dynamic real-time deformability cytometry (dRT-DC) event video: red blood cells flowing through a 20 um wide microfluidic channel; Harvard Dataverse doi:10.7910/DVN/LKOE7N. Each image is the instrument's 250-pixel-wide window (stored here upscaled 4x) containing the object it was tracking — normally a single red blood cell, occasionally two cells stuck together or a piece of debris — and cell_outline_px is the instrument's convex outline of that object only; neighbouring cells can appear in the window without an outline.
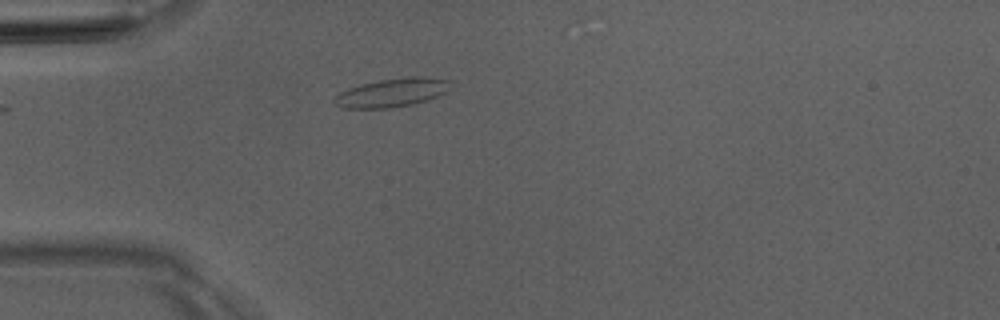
{"species": "Egyptian fruit bat (a non-hibernating species)", "species_latin": "Rousettus aegyptiacus", "temperature_condition": "room temperature", "stored_images_in_passage": 2, "camera_frame_rate_fps": 3000, "um_per_image_px": 0.085, "animal": {"sex": "male"}, "frame": {"image": 1, "passage_image": 2, "time_ms": 1.0, "image_size_px": [1000, 320], "cell_outline_px": [[448, 80], [444, 92], [428, 100], [412, 104], [388, 108], [344, 108], [332, 104], [332, 100], [340, 92], [348, 88], [380, 80], [412, 76], [420, 76]], "centroid_in_image_um": [33.22, 7.89], "position_along_channel_um": 51.8, "area_um2": 18.9}}